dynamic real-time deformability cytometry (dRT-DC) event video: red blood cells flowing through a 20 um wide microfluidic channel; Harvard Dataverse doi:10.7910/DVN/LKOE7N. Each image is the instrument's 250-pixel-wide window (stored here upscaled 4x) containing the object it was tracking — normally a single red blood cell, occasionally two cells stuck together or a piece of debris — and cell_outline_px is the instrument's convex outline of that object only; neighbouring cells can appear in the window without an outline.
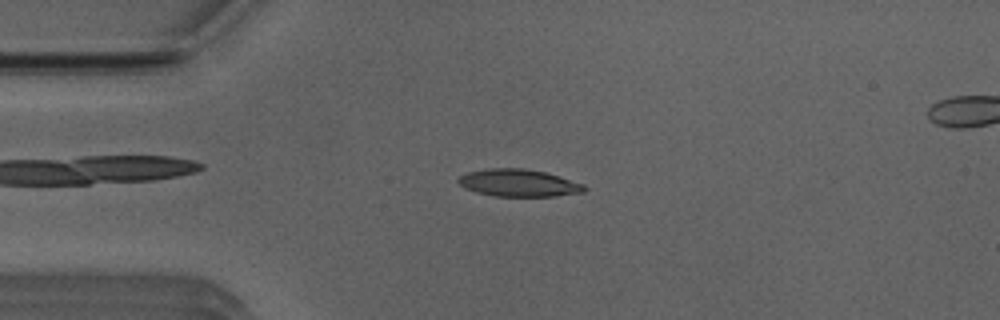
{"species": "Egyptian fruit bat (a non-hibernating species)", "species_latin": "Rousettus aegyptiacus", "temperature_condition": "room temperature", "stored_images_in_passage": 49, "camera_frame_rate_fps": 3000, "um_per_image_px": 0.085, "animal": {"sex": "male"}, "frame": {"image": 1, "passage_image": 9, "time_ms": 2.667, "image_size_px": [1000, 320], "cell_outline_px": [[588, 188], [584, 192], [556, 196], [492, 196], [476, 192], [464, 188], [456, 180], [460, 176], [468, 172], [488, 168], [524, 168], [544, 172], [584, 184]], "centroid_in_image_um": [44.07, 15.55], "position_along_channel_um": 40.9, "area_um2": 20.06}}
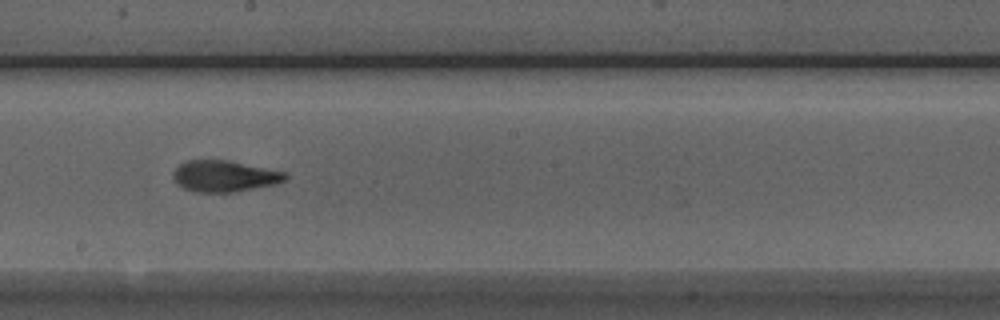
{"frame": {"image": 2, "passage_image": 25, "time_ms": 8.0, "image_size_px": [1000, 320], "cell_outline_px": [[288, 176], [284, 180], [272, 184], [232, 192], [196, 192], [184, 188], [176, 184], [172, 176], [172, 172], [180, 164], [188, 160], [228, 160], [288, 172]], "centroid_in_image_um": [19.04, 14.96], "position_along_channel_um": 229.2, "area_um2": 20.35}}
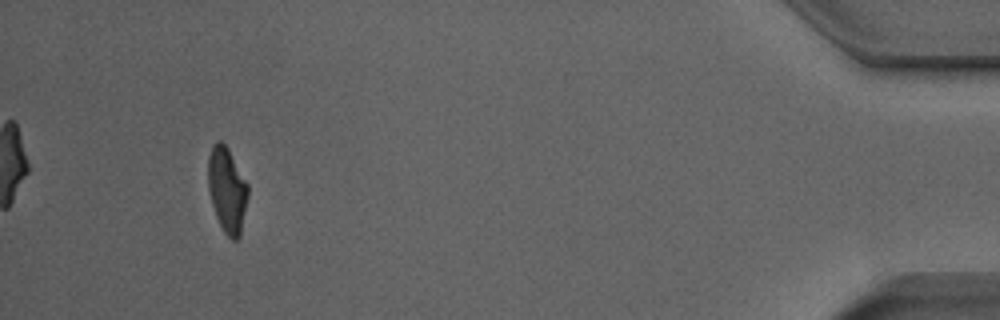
{"frame": {"image": 3, "passage_image": 45, "time_ms": 14.667, "image_size_px": [1000, 320], "cell_outline_px": [[248, 196], [240, 236], [236, 240], [232, 240], [224, 232], [216, 216], [212, 204], [208, 188], [208, 156], [212, 144], [216, 140], [220, 140], [228, 148], [248, 184]], "centroid_in_image_um": [19.29, 16.11], "position_along_channel_um": 415.9, "area_um2": 19.83}, "authors_computed_cell_mechanics": {"area_um2": 20.1144, "velocity_mm_per_s": 3.9424, "shape_relaxation_time_tau1_ms": 4.8602, "shape_relaxation_time_tau2_ms": 1.8504, "deformation_change_tau1": 0.178, "deformation_change_tau2": 0.1035}}